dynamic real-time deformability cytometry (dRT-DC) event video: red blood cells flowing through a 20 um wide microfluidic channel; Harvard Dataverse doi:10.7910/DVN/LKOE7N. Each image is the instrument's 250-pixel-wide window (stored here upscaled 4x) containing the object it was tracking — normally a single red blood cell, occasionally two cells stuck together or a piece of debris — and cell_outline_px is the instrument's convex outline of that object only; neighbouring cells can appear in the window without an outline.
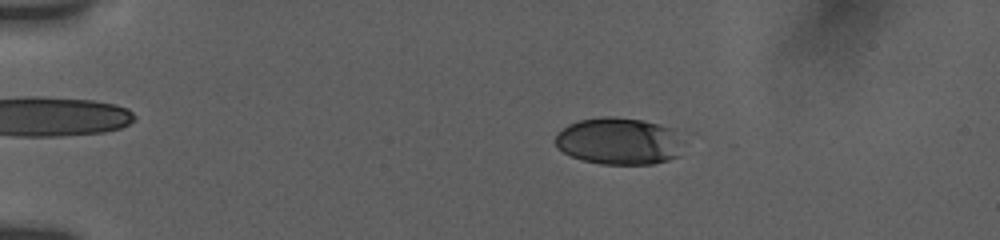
{"species": "human", "species_latin": "Homo sapiens", "temperature_condition": "room temperature", "stored_images_in_passage": 41, "camera_frame_rate_fps": 3000, "um_per_image_px": 0.085, "donor": {"sex": "female"}, "frame": {"image": 1, "passage_image": 23, "time_ms": 3.667, "image_size_px": [1000, 240], "cell_outline_px": [[692, 132], [688, 144], [676, 156], [668, 160], [652, 164], [600, 164], [584, 160], [572, 156], [564, 152], [556, 144], [556, 132], [568, 124], [580, 120], [600, 116], [616, 116], [644, 120]], "centroid_in_image_um": [52.82, 11.96], "position_along_channel_um": 32.2, "area_um2": 36.65}}